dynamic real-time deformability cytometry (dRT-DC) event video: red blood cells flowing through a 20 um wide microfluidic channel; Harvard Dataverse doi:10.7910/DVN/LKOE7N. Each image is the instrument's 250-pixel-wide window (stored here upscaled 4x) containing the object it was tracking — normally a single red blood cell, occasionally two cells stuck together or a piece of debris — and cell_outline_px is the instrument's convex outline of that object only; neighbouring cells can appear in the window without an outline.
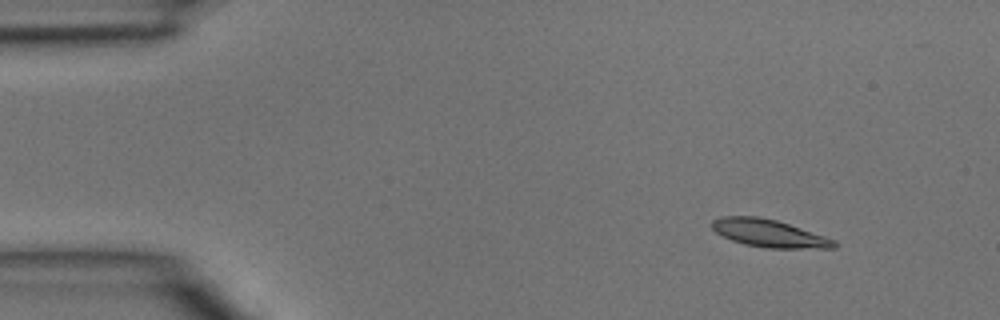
{"species": "common noctule bat (a hibernating species)", "species_latin": "Nyctalus noctula", "temperature_condition": "room temperature", "stored_images_in_passage": 42, "camera_frame_rate_fps": 3000, "um_per_image_px": 0.085, "animal": {"sex": "male", "body_mass_g": 15.6}, "frame": {"image": 1, "passage_image": 1, "time_ms": 0.0, "image_size_px": [1000, 320], "cell_outline_px": [[836, 248], [764, 248], [744, 244], [732, 240], [716, 232], [712, 228], [712, 220], [720, 216], [756, 216], [776, 220], [836, 240]], "centroid_in_image_um": [65.35, 19.83], "position_along_channel_um": 19.7, "area_um2": 19.48}}
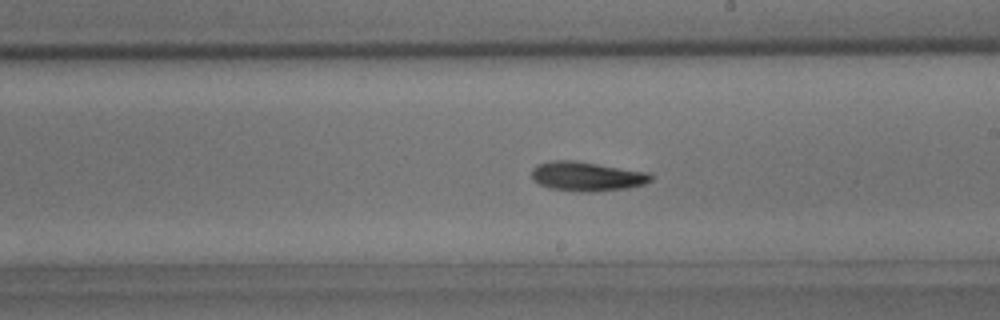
{"frame": {"image": 2, "passage_image": 22, "time_ms": 7.0, "image_size_px": [1000, 320], "cell_outline_px": [[652, 180], [644, 184], [628, 188], [592, 192], [580, 192], [548, 188], [532, 180], [532, 168], [536, 164], [552, 160], [576, 160], [648, 172], [652, 176]], "centroid_in_image_um": [49.85, 14.99], "position_along_channel_um": 239.1, "area_um2": 20.63}}
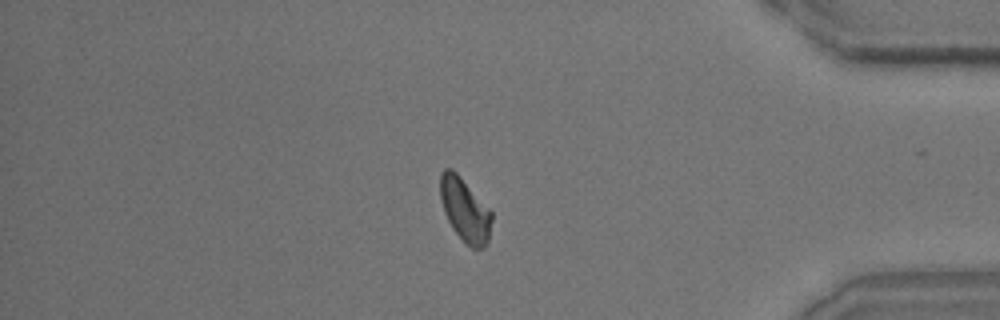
{"frame": {"image": 3, "passage_image": 35, "time_ms": 11.333, "image_size_px": [1000, 320], "cell_outline_px": [[492, 220], [488, 240], [484, 248], [472, 248], [452, 228], [444, 212], [440, 200], [440, 172], [444, 168], [452, 168], [460, 176], [492, 212]], "centroid_in_image_um": [39.5, 17.81], "position_along_channel_um": 395.7, "area_um2": 18.84}}